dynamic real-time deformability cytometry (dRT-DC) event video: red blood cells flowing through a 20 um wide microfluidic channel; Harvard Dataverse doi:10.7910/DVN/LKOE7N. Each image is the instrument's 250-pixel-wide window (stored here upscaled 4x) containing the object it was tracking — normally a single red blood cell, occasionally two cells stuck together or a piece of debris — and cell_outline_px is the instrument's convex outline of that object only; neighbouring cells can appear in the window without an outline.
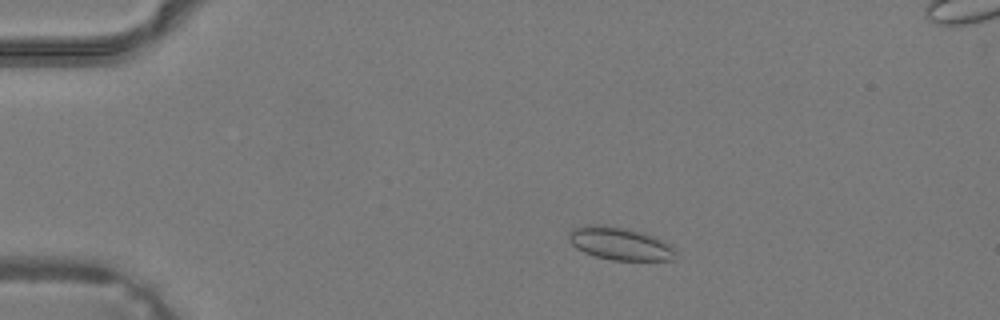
{"species": "common noctule bat (a hibernating species)", "species_latin": "Nyctalus noctula", "temperature_condition": "warm", "stored_images_in_passage": 40, "camera_frame_rate_fps": 3000, "um_per_image_px": 0.085, "animal": {"sex": "male", "body_mass_g": 19.2, "forearm_length_mm": 51.8}, "frame": {"image": 1, "passage_image": 7, "time_ms": 2.0, "image_size_px": [1000, 320], "cell_outline_px": [[676, 260], [612, 260], [596, 256], [584, 252], [576, 248], [568, 240], [568, 232], [572, 228], [624, 228], [644, 232], [656, 236], [672, 244], [676, 252]], "centroid_in_image_um": [52.81, 20.76], "position_along_channel_um": 32.2, "area_um2": 19.88}}
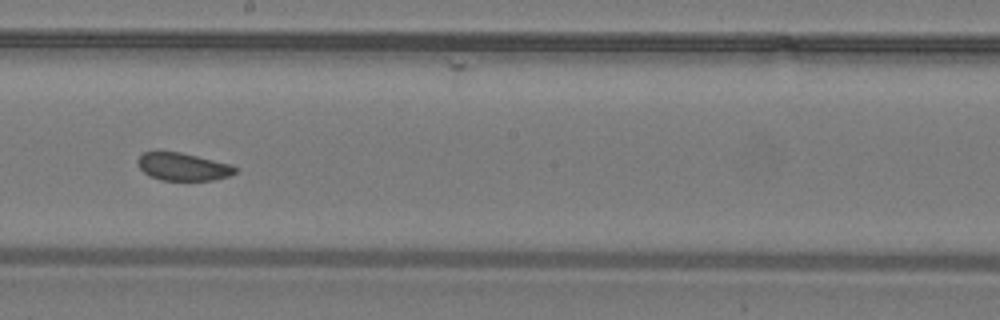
{"frame": {"image": 2, "passage_image": 22, "time_ms": 7.0, "image_size_px": [1000, 320], "cell_outline_px": [[240, 168], [236, 172], [228, 176], [212, 180], [160, 180], [148, 176], [136, 164], [136, 160], [144, 152], [156, 148], [180, 152], [232, 164]], "centroid_in_image_um": [15.5, 14.13], "position_along_channel_um": 232.7, "area_um2": 16.36}}
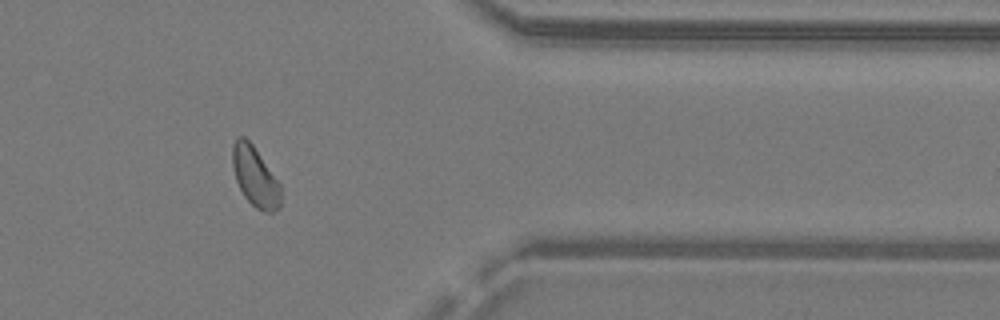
{"frame": {"image": 3, "passage_image": 32, "time_ms": 10.333, "image_size_px": [1000, 320], "cell_outline_px": [[280, 208], [272, 212], [264, 212], [256, 208], [244, 196], [236, 180], [232, 168], [232, 144], [236, 136], [244, 136], [252, 144], [280, 184]], "centroid_in_image_um": [21.65, 15.0], "position_along_channel_um": 389.7, "area_um2": 16.76}}